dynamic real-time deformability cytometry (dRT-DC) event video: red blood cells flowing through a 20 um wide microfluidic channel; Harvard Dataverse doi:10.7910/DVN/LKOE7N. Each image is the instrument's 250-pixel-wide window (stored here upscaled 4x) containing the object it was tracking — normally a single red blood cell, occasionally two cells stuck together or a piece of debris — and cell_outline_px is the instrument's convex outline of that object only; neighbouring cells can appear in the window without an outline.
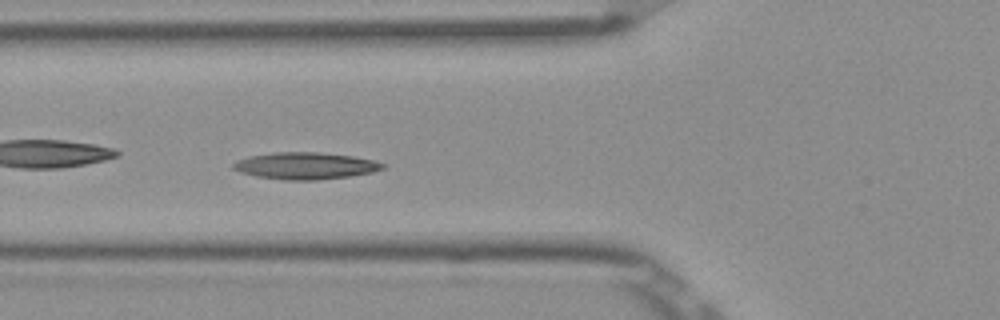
{"species": "Egyptian fruit bat (a non-hibernating species)", "species_latin": "Rousettus aegyptiacus", "temperature_condition": "room temperature", "stored_images_in_passage": 52, "camera_frame_rate_fps": 3000, "um_per_image_px": 0.085, "frame": {"image": 1, "passage_image": 18, "time_ms": 5.667, "image_size_px": [1000, 320], "cell_outline_px": [[388, 164], [384, 168], [372, 172], [348, 176], [316, 180], [284, 180], [256, 176], [240, 172], [232, 168], [232, 164], [236, 160], [248, 156], [276, 152], [320, 152], [352, 156], [376, 160]], "centroid_in_image_um": [25.96, 14.08], "position_along_channel_um": 99.8, "area_um2": 23.52}}
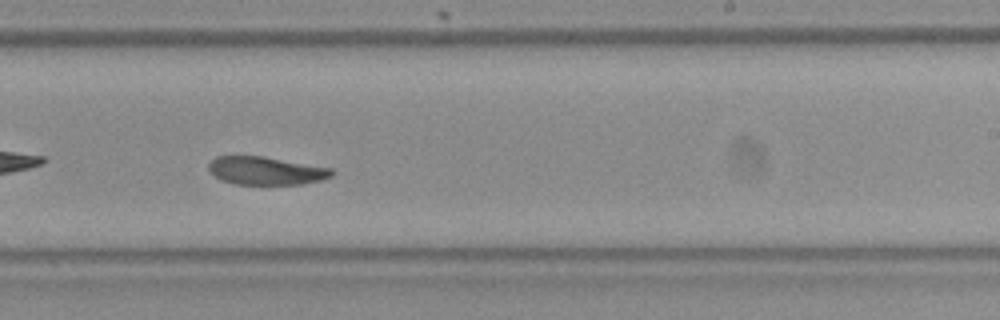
{"frame": {"image": 2, "passage_image": 31, "time_ms": 10.0, "image_size_px": [1000, 320], "cell_outline_px": [[336, 172], [332, 176], [320, 180], [304, 184], [236, 184], [220, 180], [208, 168], [208, 164], [216, 156], [264, 156], [332, 168]], "centroid_in_image_um": [22.63, 14.51], "position_along_channel_um": 266.4, "area_um2": 20.17}}
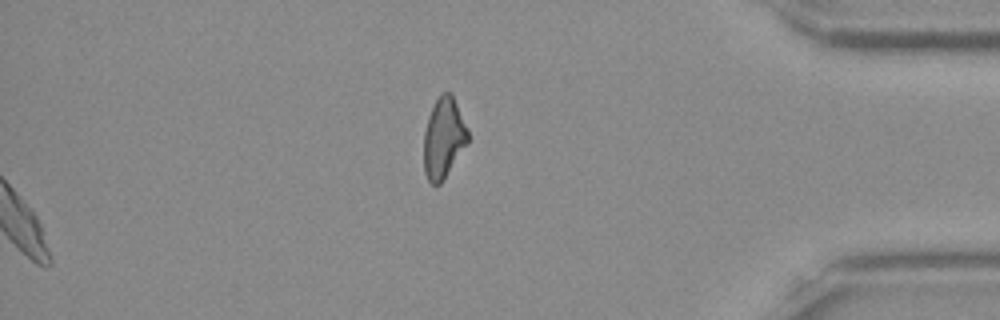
{"frame": {"image": 3, "passage_image": 52, "time_ms": 17.0, "image_size_px": [1000, 320], "cell_outline_px": [[468, 140], [440, 184], [432, 184], [428, 180], [424, 172], [424, 132], [428, 116], [440, 92], [452, 92], [468, 128]], "centroid_in_image_um": [37.69, 11.67], "position_along_channel_um": 397.5, "area_um2": 20.46}, "authors_computed_cell_mechanics": {"area_um2": 21.8484, "velocity_mm_per_s": 3.8429, "shape_relaxation_time_tau1_ms": 6.2081, "shape_relaxation_time_tau2_ms": 5.5475, "deformation_change_tau1": 0.14, "deformation_change_tau2": 0.1061}}